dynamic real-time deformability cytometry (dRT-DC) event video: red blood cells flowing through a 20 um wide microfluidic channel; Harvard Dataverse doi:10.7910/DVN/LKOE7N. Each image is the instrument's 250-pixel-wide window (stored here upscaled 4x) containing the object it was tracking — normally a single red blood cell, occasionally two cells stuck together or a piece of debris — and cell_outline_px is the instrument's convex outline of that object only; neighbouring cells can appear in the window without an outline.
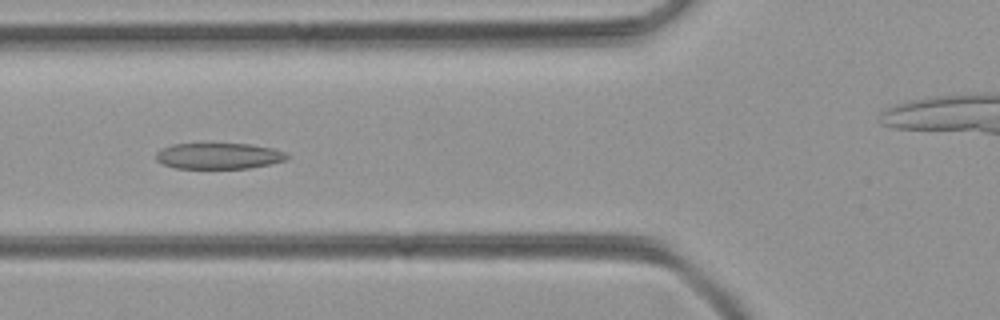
{"species": "common noctule bat (a hibernating species)", "species_latin": "Nyctalus noctula", "temperature_condition": "room temperature", "stored_images_in_passage": 6, "camera_frame_rate_fps": 3000, "um_per_image_px": 0.085, "animal": {"sex": "female", "body_mass_g": 21.9}, "frame": {"image": 1, "passage_image": 6, "time_ms": 1.667, "image_size_px": [1000, 320], "cell_outline_px": [[288, 160], [272, 164], [248, 168], [176, 168], [164, 164], [156, 160], [156, 152], [172, 144], [248, 144], [272, 148], [284, 152], [288, 156]], "centroid_in_image_um": [18.62, 13.26], "position_along_channel_um": 107.2, "area_um2": 19.71}}